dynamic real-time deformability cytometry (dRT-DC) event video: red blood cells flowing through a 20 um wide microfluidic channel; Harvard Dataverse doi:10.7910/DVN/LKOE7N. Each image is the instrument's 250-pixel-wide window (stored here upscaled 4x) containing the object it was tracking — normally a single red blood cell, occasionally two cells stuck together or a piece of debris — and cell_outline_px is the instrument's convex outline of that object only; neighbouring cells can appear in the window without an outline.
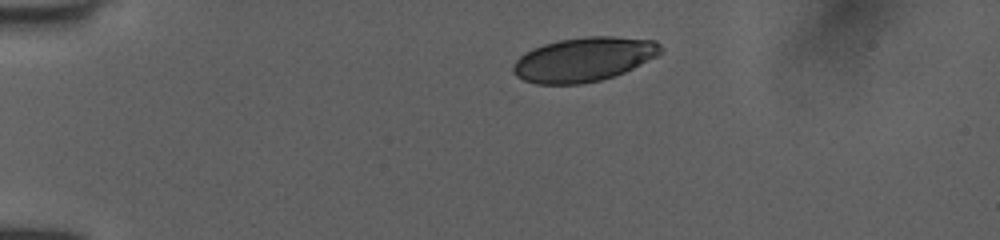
{"species": "human", "species_latin": "Homo sapiens", "temperature_condition": "room temperature", "stored_images_in_passage": 41, "camera_frame_rate_fps": 3000, "um_per_image_px": 0.085, "donor": {"sex": "female"}, "frame": {"image": 1, "passage_image": 1, "time_ms": 0.0, "image_size_px": [1000, 240], "cell_outline_px": [[664, 52], [624, 72], [600, 80], [580, 84], [536, 84], [524, 80], [516, 76], [512, 72], [512, 64], [520, 56], [532, 48], [544, 44], [560, 40], [588, 36], [612, 36], [656, 40], [664, 48]], "centroid_in_image_um": [49.62, 5.04], "position_along_channel_um": 35.4, "area_um2": 38.03}}
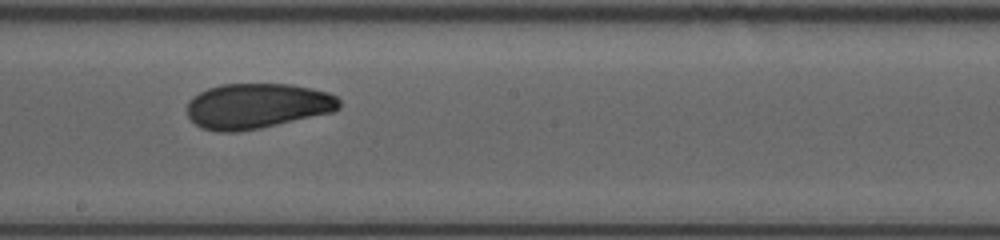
{"frame": {"image": 2, "passage_image": 20, "time_ms": 6.333, "image_size_px": [1000, 240], "cell_outline_px": [[340, 108], [332, 112], [260, 128], [236, 132], [216, 132], [200, 128], [188, 116], [188, 100], [192, 96], [208, 88], [220, 84], [288, 84], [312, 88], [328, 92], [336, 96], [340, 100]], "centroid_in_image_um": [21.84, 9.0], "position_along_channel_um": 226.4, "area_um2": 40.23}}
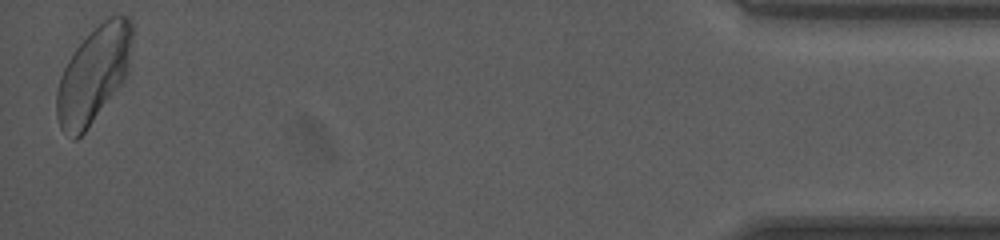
{"frame": {"image": 3, "passage_image": 41, "time_ms": 13.333, "image_size_px": [1000, 240], "cell_outline_px": [[132, 40], [128, 72], [124, 80], [84, 132], [76, 140], [72, 140], [60, 128], [56, 116], [56, 92], [60, 76], [68, 60], [76, 48], [104, 20], [112, 16], [128, 16], [132, 20]], "centroid_in_image_um": [7.94, 6.36], "position_along_channel_um": 427.3, "area_um2": 41.73}, "authors_computed_cell_mechanics": {"area_um2": 40.2288, "velocity_mm_per_s": 3.9907, "shape_relaxation_time_tau1_ms": 5.9367, "shape_relaxation_time_tau2_ms": 1.7613, "deformation_change_tau1": 0.1428, "deformation_change_tau2": 0.0662}}